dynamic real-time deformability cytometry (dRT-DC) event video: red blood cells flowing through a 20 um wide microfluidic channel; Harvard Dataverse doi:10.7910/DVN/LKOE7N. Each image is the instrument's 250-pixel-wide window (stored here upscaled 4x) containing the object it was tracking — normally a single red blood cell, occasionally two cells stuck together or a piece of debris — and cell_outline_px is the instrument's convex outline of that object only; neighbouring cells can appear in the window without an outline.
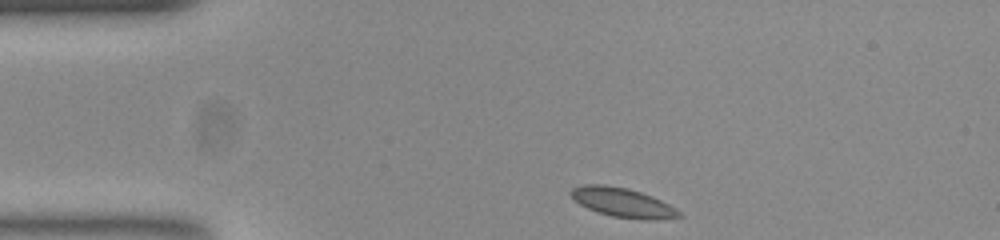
{"species": "common noctule bat (a hibernating species)", "species_latin": "Nyctalus noctula", "temperature_condition": "room temperature", "stored_images_in_passage": 37, "camera_frame_rate_fps": 3000, "um_per_image_px": 0.085, "animal": {"sex": "female", "body_mass_g": 23.0, "forearm_length_mm": 53.4}, "frame": {"image": 1, "passage_image": 1, "time_ms": 0.0, "image_size_px": [1000, 240], "cell_outline_px": [[684, 216], [652, 220], [648, 220], [612, 216], [596, 212], [580, 204], [568, 192], [572, 188], [584, 184], [604, 184], [628, 188], [652, 196], [676, 208]], "centroid_in_image_um": [52.92, 17.21], "position_along_channel_um": 32.1, "area_um2": 18.38}}
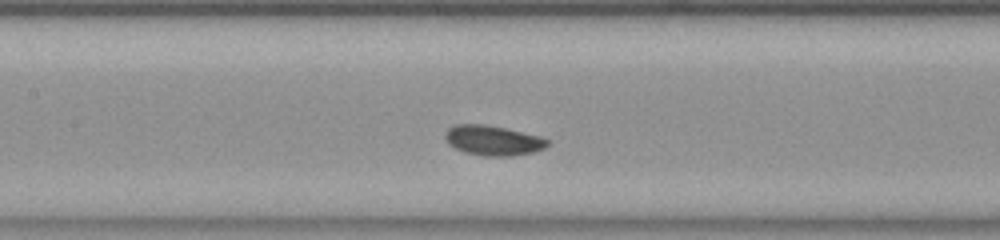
{"frame": {"image": 2, "passage_image": 15, "time_ms": 4.667, "image_size_px": [1000, 240], "cell_outline_px": [[552, 140], [544, 148], [532, 152], [512, 156], [484, 156], [464, 152], [448, 144], [444, 136], [448, 128], [456, 124], [484, 124], [504, 128], [540, 136]], "centroid_in_image_um": [41.91, 11.94], "position_along_channel_um": 165.5, "area_um2": 17.86}}
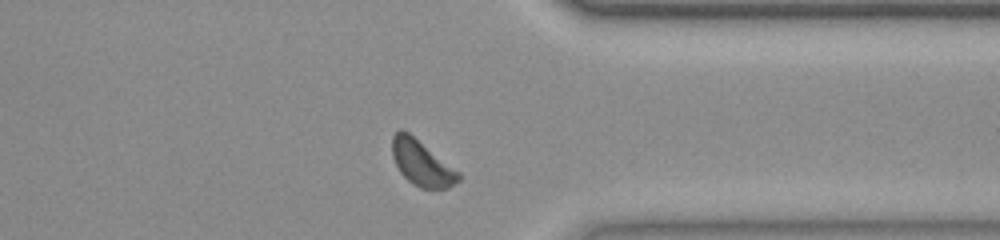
{"frame": {"image": 3, "passage_image": 32, "time_ms": 10.333, "image_size_px": [1000, 240], "cell_outline_px": [[460, 180], [448, 188], [420, 188], [412, 184], [400, 172], [392, 156], [392, 136], [400, 128], [408, 132], [460, 172]], "centroid_in_image_um": [35.84, 13.86], "position_along_channel_um": 375.6, "area_um2": 17.4}, "authors_computed_cell_mechanics": {"area_um2": 17.4556, "velocity_mm_per_s": 3.8166, "shape_relaxation_time_tau1_ms": 1.9267, "shape_relaxation_time_tau2_ms": null, "deformation_change_tau1": 0.0535, "deformation_change_tau2": null}}